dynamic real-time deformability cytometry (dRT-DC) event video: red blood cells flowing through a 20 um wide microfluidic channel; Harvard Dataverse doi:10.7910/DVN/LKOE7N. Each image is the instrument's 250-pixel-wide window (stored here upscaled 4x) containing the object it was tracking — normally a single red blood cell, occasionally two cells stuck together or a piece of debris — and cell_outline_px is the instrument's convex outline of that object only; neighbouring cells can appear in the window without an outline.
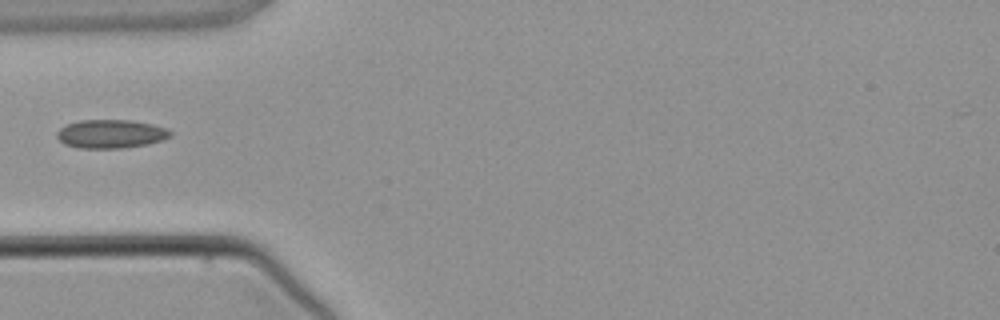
{"species": "common noctule bat (a hibernating species)", "species_latin": "Nyctalus noctula", "temperature_condition": "warm", "stored_images_in_passage": 2, "camera_frame_rate_fps": 3000, "um_per_image_px": 0.085, "animal": {"sex": "male", "body_mass_g": 21.5, "forearm_length_mm": 52.0}, "frame": {"image": 1, "passage_image": 2, "time_ms": 1.0, "image_size_px": [1000, 320], "cell_outline_px": [[172, 136], [148, 144], [124, 148], [80, 148], [64, 144], [56, 136], [56, 132], [60, 128], [68, 124], [80, 120], [128, 120], [152, 124], [168, 128], [172, 132]], "centroid_in_image_um": [9.43, 11.38], "position_along_channel_um": 75.6, "area_um2": 18.9}}